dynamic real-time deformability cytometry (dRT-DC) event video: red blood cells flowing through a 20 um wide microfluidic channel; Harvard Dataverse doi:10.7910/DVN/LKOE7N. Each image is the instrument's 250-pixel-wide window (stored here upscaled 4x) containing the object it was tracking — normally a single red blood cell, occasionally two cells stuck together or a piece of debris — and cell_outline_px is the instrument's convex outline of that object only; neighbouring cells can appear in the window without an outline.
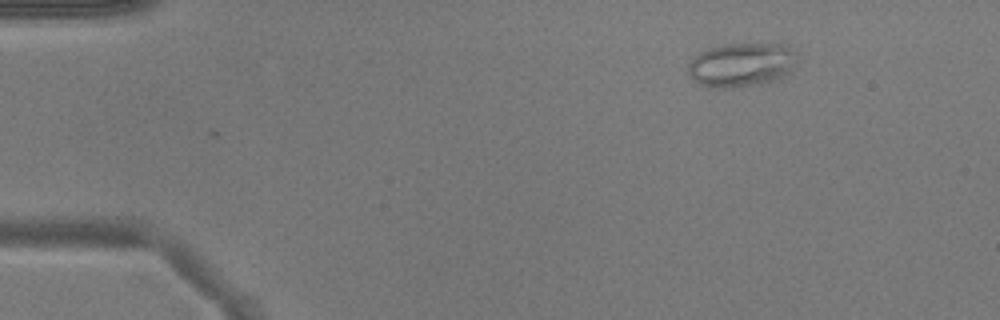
{"species": "common noctule bat (a hibernating species)", "species_latin": "Nyctalus noctula", "temperature_condition": "warm", "stored_images_in_passage": 46, "camera_frame_rate_fps": 3000, "um_per_image_px": 0.085, "animal": {"sex": "male", "body_mass_g": 17.9}, "frame": {"image": 1, "passage_image": 2, "time_ms": 0.333, "image_size_px": [1000, 320], "cell_outline_px": [[792, 52], [788, 72], [780, 80], [764, 84], [732, 88], [708, 88], [700, 84], [688, 72], [688, 64], [704, 48], [724, 44], [788, 44]], "centroid_in_image_um": [62.94, 5.53], "position_along_channel_um": 22.1, "area_um2": 27.69}}
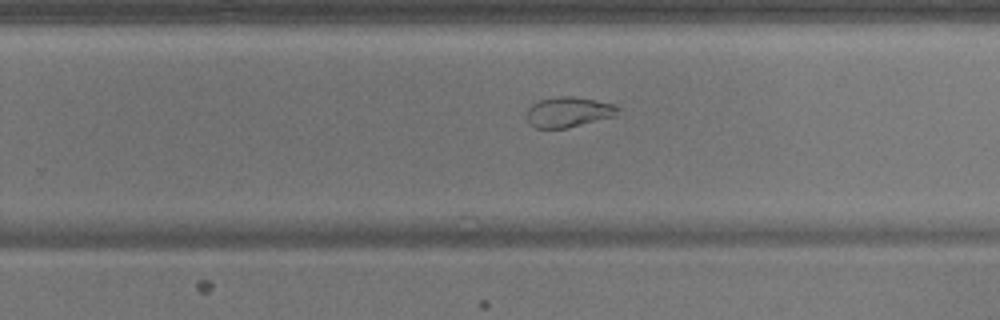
{"frame": {"image": 2, "passage_image": 28, "time_ms": 9.0, "image_size_px": [1000, 320], "cell_outline_px": [[620, 108], [616, 116], [568, 128], [536, 128], [528, 120], [528, 108], [532, 104], [540, 100], [564, 96], [572, 96], [616, 104]], "centroid_in_image_um": [48.38, 9.53], "position_along_channel_um": 281.4, "area_um2": 15.95}}
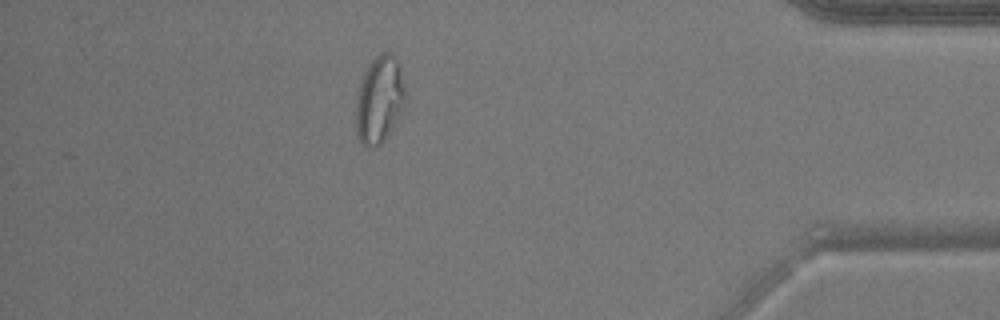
{"frame": {"image": 3, "passage_image": 40, "time_ms": 13.0, "image_size_px": [1000, 320], "cell_outline_px": [[408, 100], [404, 108], [380, 144], [376, 148], [372, 148], [364, 144], [360, 140], [356, 132], [356, 100], [360, 84], [364, 72], [372, 60], [380, 52], [388, 52], [396, 60], [400, 68], [408, 96]], "centroid_in_image_um": [32.27, 8.45], "position_along_channel_um": 402.9, "area_um2": 25.03}}